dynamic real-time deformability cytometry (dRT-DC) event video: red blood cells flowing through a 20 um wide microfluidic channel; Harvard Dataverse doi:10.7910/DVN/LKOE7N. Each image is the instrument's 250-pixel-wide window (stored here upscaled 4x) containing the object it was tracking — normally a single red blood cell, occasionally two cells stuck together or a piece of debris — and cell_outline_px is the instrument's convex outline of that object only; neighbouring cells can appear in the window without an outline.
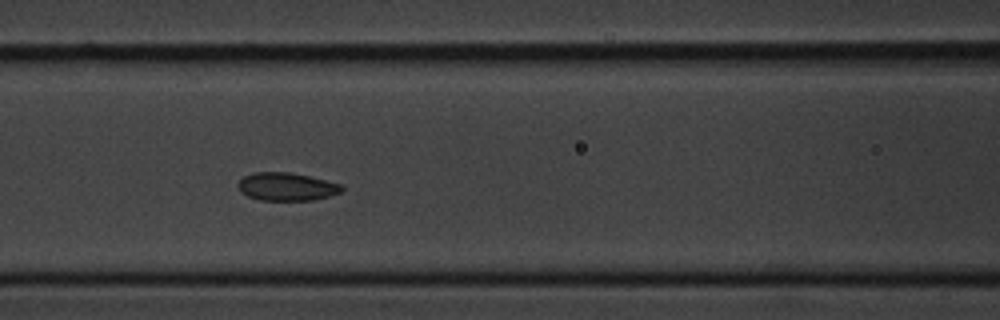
{"species": "common noctule bat (a hibernating species)", "species_latin": "Nyctalus noctula", "temperature_condition": "cold", "stored_images_in_passage": 7, "camera_frame_rate_fps": 3000, "um_per_image_px": 0.085, "animal": {"sex": "male", "body_mass_g": 20.1, "forearm_length_mm": 53.5}, "frame": {"image": 1, "passage_image": 6, "time_ms": 5.667, "image_size_px": [1000, 320], "cell_outline_px": [[344, 188], [340, 192], [328, 196], [312, 200], [260, 200], [248, 196], [240, 192], [236, 184], [244, 176], [252, 172], [288, 172], [308, 176], [340, 184]], "centroid_in_image_um": [24.3, 15.86], "position_along_channel_um": 142.3, "area_um2": 16.82}}
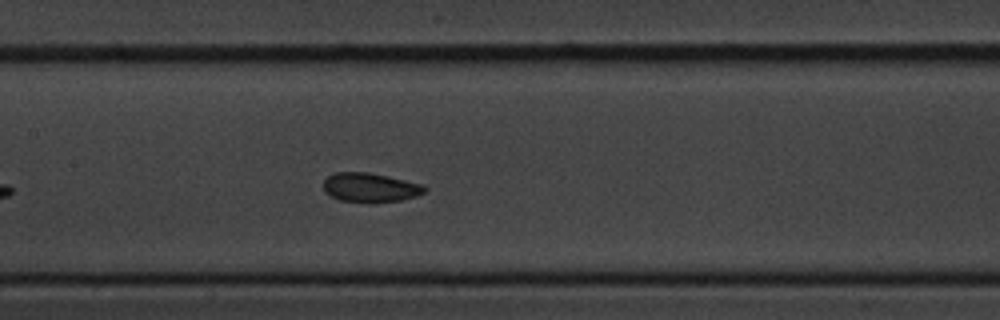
{"frame": {"image": 2, "passage_image": 7, "time_ms": 6.667, "image_size_px": [1000, 320], "cell_outline_px": [[428, 188], [424, 192], [416, 196], [400, 200], [368, 204], [364, 204], [340, 200], [324, 192], [324, 180], [328, 176], [336, 172], [368, 172], [388, 176], [424, 184]], "centroid_in_image_um": [31.48, 15.95], "position_along_channel_um": 175.9, "area_um2": 17.57}}